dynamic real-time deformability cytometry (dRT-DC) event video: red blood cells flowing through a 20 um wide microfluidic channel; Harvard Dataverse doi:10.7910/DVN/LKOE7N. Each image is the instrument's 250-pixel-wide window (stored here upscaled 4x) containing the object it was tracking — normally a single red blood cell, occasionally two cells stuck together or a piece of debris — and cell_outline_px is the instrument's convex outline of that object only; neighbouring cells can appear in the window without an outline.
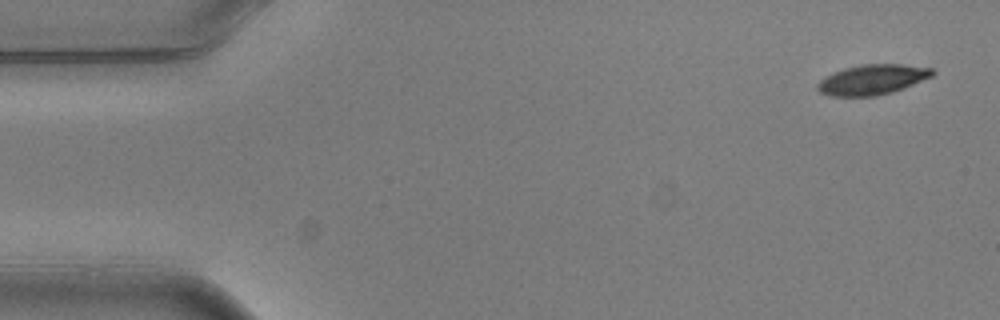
{"species": "common noctule bat (a hibernating species)", "species_latin": "Nyctalus noctula", "temperature_condition": "warm", "stored_images_in_passage": 6, "camera_frame_rate_fps": 3000, "um_per_image_px": 0.085, "animal": {"sex": "male", "body_mass_g": 20.5, "forearm_length_mm": 52.5}, "frame": {"image": 1, "passage_image": 1, "time_ms": 0.0, "image_size_px": [1000, 320], "cell_outline_px": [[936, 72], [932, 76], [904, 88], [892, 92], [876, 96], [832, 96], [820, 92], [816, 88], [816, 84], [820, 80], [844, 68], [860, 64], [904, 64], [932, 68]], "centroid_in_image_um": [74.17, 6.76], "position_along_channel_um": 10.8, "area_um2": 20.11}}
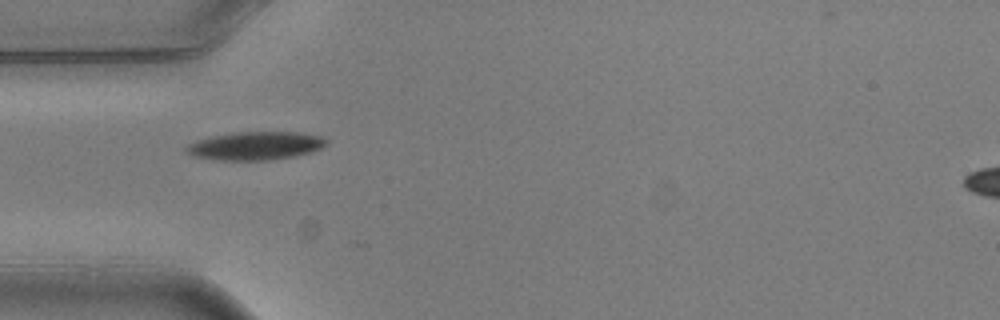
{"frame": {"image": 2, "passage_image": 5, "time_ms": 1.333, "image_size_px": [1000, 320], "cell_outline_px": [[328, 144], [312, 152], [296, 156], [268, 160], [216, 160], [192, 156], [184, 152], [184, 148], [188, 144], [196, 140], [212, 136], [232, 132], [300, 132], [320, 136], [328, 140]], "centroid_in_image_um": [21.69, 12.39], "position_along_channel_um": 63.3, "area_um2": 23.35}}
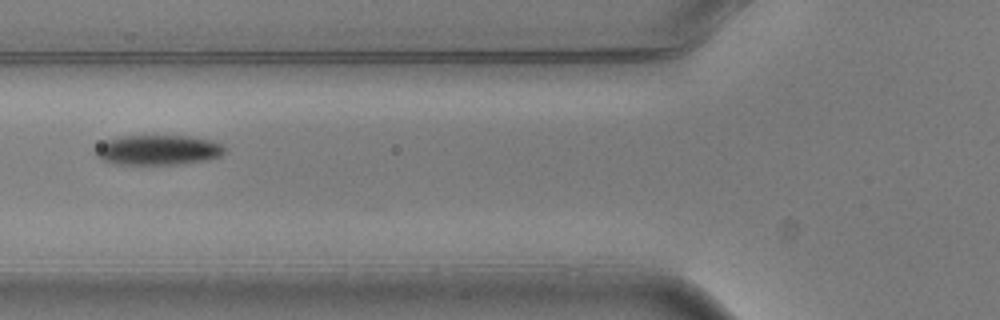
{"frame": {"image": 3, "passage_image": 6, "time_ms": 1.667, "image_size_px": [1000, 320], "cell_outline_px": [[224, 152], [220, 156], [208, 160], [184, 164], [116, 164], [104, 160], [96, 156], [96, 148], [104, 140], [124, 136], [188, 136], [208, 140], [220, 144], [224, 148]], "centroid_in_image_um": [13.42, 12.76], "position_along_channel_um": 112.4, "area_um2": 22.37}}